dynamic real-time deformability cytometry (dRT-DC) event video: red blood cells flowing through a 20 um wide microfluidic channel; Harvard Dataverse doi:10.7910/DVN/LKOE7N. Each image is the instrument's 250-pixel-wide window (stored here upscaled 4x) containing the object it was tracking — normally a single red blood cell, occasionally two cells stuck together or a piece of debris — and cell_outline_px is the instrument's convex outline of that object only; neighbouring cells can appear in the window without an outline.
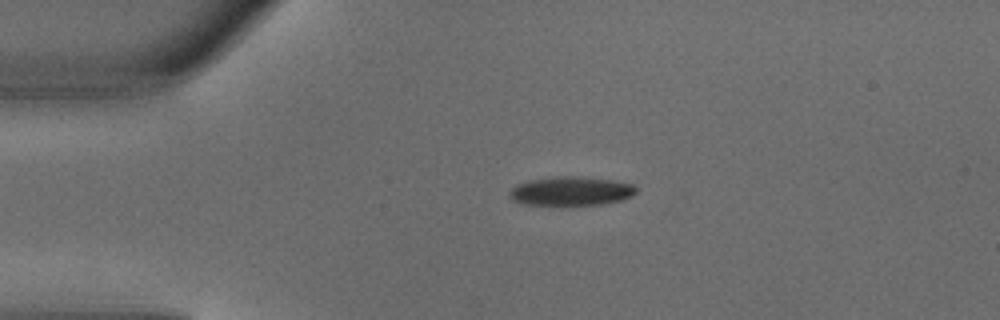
{"species": "common noctule bat (a hibernating species)", "species_latin": "Nyctalus noctula", "temperature_condition": "warm", "stored_images_in_passage": 2, "camera_frame_rate_fps": 3000, "um_per_image_px": 0.085, "animal": {"sex": "male", "body_mass_g": 18.8}, "frame": {"image": 1, "passage_image": 1, "time_ms": 0.0, "image_size_px": [1000, 320], "cell_outline_px": [[636, 192], [632, 196], [620, 200], [600, 204], [560, 208], [524, 204], [512, 200], [508, 196], [508, 192], [516, 184], [528, 180], [556, 176], [576, 176], [612, 180], [632, 184], [636, 188]], "centroid_in_image_um": [48.45, 16.29], "position_along_channel_um": 36.5, "area_um2": 22.25}}